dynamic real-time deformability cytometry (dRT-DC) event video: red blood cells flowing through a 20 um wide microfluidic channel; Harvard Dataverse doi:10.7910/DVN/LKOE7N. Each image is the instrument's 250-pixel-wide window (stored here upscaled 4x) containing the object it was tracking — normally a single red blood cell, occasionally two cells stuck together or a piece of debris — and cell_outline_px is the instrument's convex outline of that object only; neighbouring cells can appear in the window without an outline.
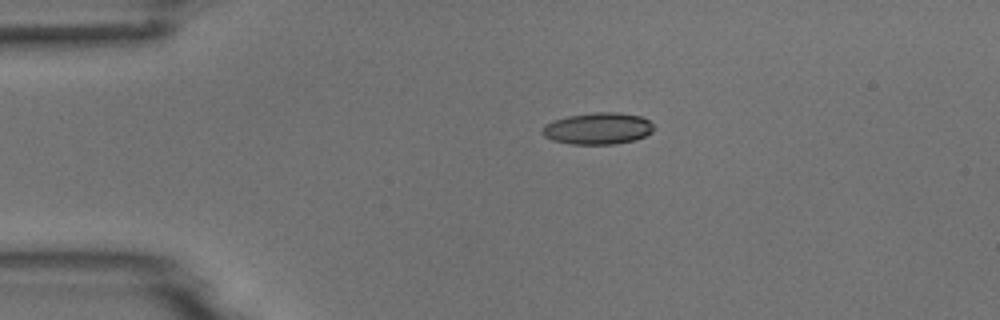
{"species": "common noctule bat (a hibernating species)", "species_latin": "Nyctalus noctula", "temperature_condition": "room temperature", "stored_images_in_passage": 5, "camera_frame_rate_fps": 3000, "um_per_image_px": 0.085, "animal": {"sex": "male", "body_mass_g": 18.8}, "frame": {"image": 1, "passage_image": 4, "time_ms": 3.667, "image_size_px": [1000, 320], "cell_outline_px": [[656, 128], [652, 132], [636, 140], [616, 144], [568, 144], [552, 140], [544, 136], [544, 124], [568, 116], [596, 112], [620, 112], [640, 116], [648, 120]], "centroid_in_image_um": [50.87, 10.93], "position_along_channel_um": 34.1, "area_um2": 20.58}}